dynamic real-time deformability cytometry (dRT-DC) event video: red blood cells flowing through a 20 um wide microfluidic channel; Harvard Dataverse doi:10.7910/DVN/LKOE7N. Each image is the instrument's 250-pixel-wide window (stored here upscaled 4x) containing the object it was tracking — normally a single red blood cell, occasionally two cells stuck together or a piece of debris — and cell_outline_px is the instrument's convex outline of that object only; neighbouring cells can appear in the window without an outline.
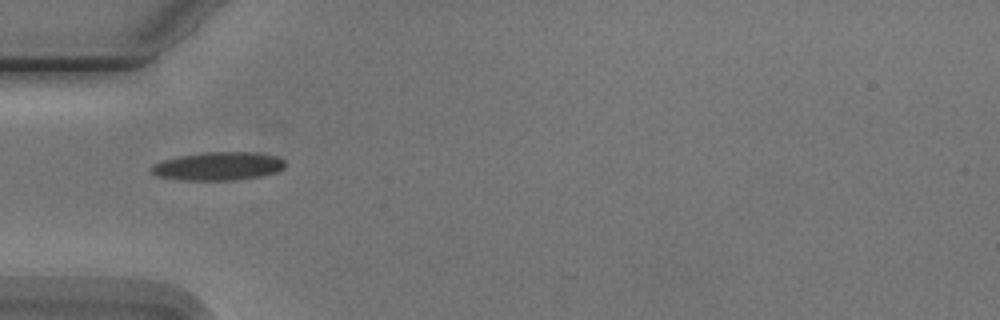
{"species": "Egyptian fruit bat (a non-hibernating species)", "species_latin": "Rousettus aegyptiacus", "temperature_condition": "cold", "stored_images_in_passage": 38, "camera_frame_rate_fps": 3000, "um_per_image_px": 0.085, "animal": {"sex": "male"}, "frame": {"image": 1, "passage_image": 1, "time_ms": 0.0, "image_size_px": [1000, 320], "cell_outline_px": [[284, 168], [276, 172], [260, 176], [236, 180], [180, 180], [156, 176], [148, 168], [152, 164], [160, 160], [176, 156], [204, 152], [256, 152], [276, 156], [284, 160]], "centroid_in_image_um": [18.48, 14.12], "position_along_channel_um": 66.5, "area_um2": 22.37}}
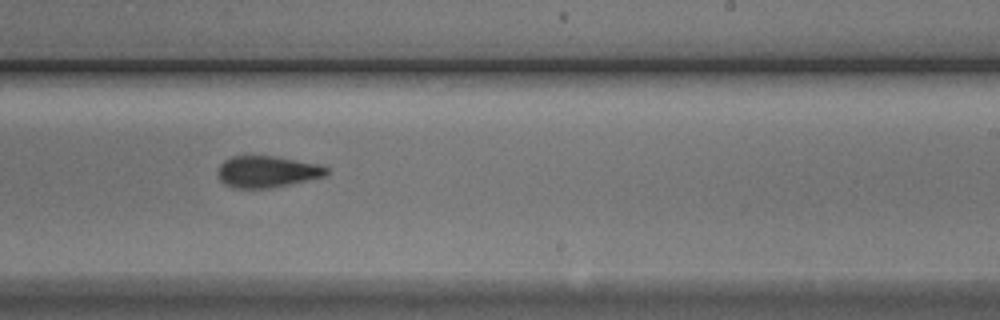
{"frame": {"image": 2, "passage_image": 17, "time_ms": 5.333, "image_size_px": [1000, 320], "cell_outline_px": [[328, 176], [272, 188], [232, 188], [224, 184], [220, 180], [216, 172], [220, 164], [224, 160], [232, 156], [272, 156], [320, 164], [328, 168]], "centroid_in_image_um": [22.7, 14.6], "position_along_channel_um": 266.3, "area_um2": 20.23}}
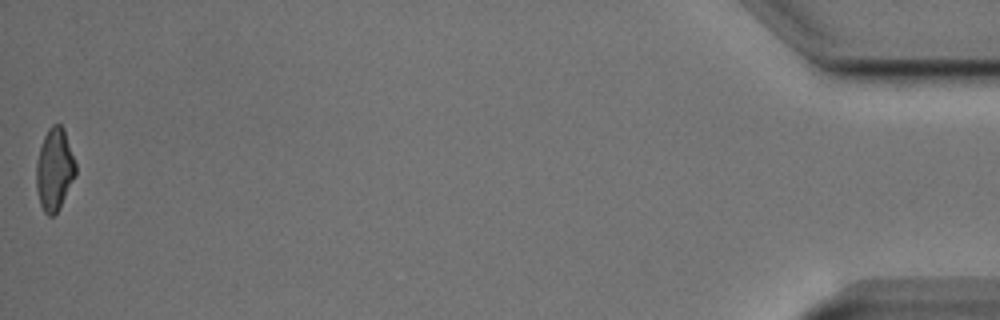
{"frame": {"image": 3, "passage_image": 38, "time_ms": 12.333, "image_size_px": [1000, 320], "cell_outline_px": [[76, 176], [60, 208], [52, 216], [48, 216], [44, 212], [40, 204], [36, 188], [36, 160], [44, 136], [48, 128], [52, 124], [60, 124], [64, 128], [76, 164]], "centroid_in_image_um": [4.63, 14.41], "position_along_channel_um": 430.6, "area_um2": 19.07}, "authors_computed_cell_mechanics": {"area_um2": 20.0855, "velocity_mm_per_s": 3.7545, "shape_relaxation_time_tau1_ms": 4.2217, "shape_relaxation_time_tau2_ms": 2.4463, "deformation_change_tau1": 0.1556, "deformation_change_tau2": 0.1036}}